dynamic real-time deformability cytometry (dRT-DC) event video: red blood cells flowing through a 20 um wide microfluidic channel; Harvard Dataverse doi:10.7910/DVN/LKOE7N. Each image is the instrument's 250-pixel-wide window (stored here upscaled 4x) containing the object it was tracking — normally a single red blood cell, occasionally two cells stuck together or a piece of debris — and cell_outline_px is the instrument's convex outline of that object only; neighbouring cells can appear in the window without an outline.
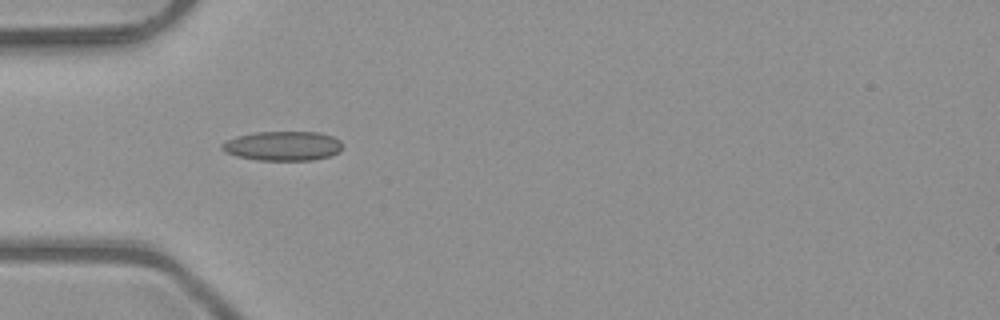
{"species": "common noctule bat (a hibernating species)", "species_latin": "Nyctalus noctula", "temperature_condition": "room temperature", "stored_images_in_passage": 4, "camera_frame_rate_fps": 3000, "um_per_image_px": 0.085, "animal": {"sex": "male", "body_mass_g": 23.1, "forearm_length_mm": 52.7}, "frame": {"image": 1, "passage_image": 1, "time_ms": 0.0, "image_size_px": [1000, 320], "cell_outline_px": [[344, 148], [340, 152], [328, 156], [312, 160], [260, 160], [236, 156], [224, 152], [220, 148], [220, 144], [236, 136], [256, 132], [320, 132], [332, 136], [340, 140]], "centroid_in_image_um": [24.05, 12.4], "position_along_channel_um": 61.0, "area_um2": 20.81}}
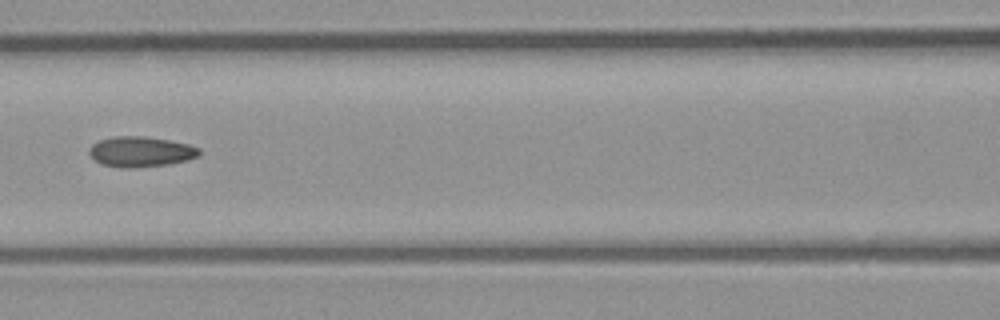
{"frame": {"image": 2, "passage_image": 3, "time_ms": 0.667, "image_size_px": [1000, 320], "cell_outline_px": [[200, 156], [188, 160], [168, 164], [132, 168], [120, 168], [100, 164], [88, 152], [88, 148], [92, 144], [100, 140], [116, 136], [144, 136], [168, 140], [188, 144], [200, 148]], "centroid_in_image_um": [11.96, 12.9], "position_along_channel_um": 154.6, "area_um2": 19.54}}
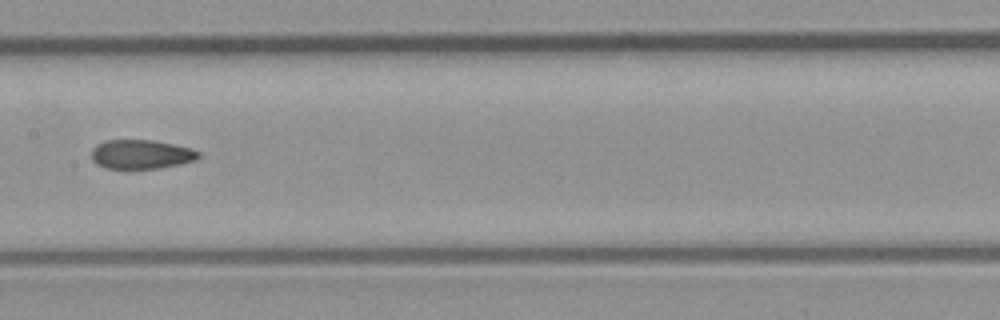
{"frame": {"image": 3, "passage_image": 4, "time_ms": 1.0, "image_size_px": [1000, 320], "cell_outline_px": [[200, 156], [196, 160], [180, 164], [160, 168], [104, 168], [96, 164], [92, 160], [92, 148], [96, 144], [104, 140], [152, 140], [192, 148], [200, 152]], "centroid_in_image_um": [11.99, 13.11], "position_along_channel_um": 195.4, "area_um2": 18.26}}